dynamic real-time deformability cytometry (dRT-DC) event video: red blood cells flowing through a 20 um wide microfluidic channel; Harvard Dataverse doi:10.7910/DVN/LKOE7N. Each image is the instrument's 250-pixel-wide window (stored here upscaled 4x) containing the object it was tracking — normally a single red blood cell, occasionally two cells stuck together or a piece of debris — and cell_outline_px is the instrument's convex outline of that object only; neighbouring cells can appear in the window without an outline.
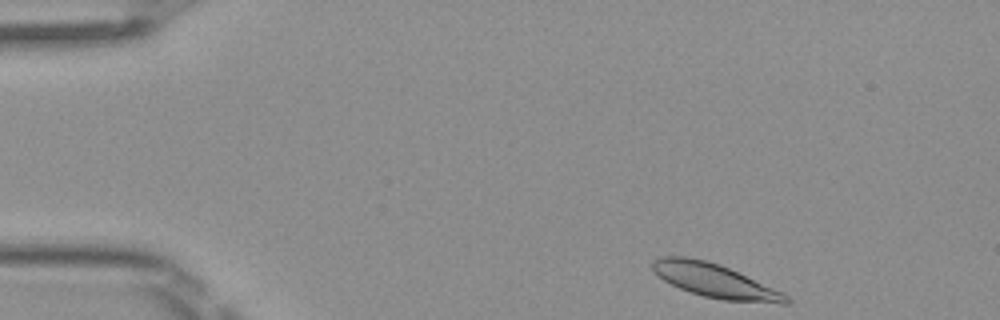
{"species": "Egyptian fruit bat (a non-hibernating species)", "species_latin": "Rousettus aegyptiacus", "temperature_condition": "room temperature", "stored_images_in_passage": 45, "camera_frame_rate_fps": 3000, "um_per_image_px": 0.085, "frame": {"image": 1, "passage_image": 1, "time_ms": 0.0, "image_size_px": [1000, 320], "cell_outline_px": [[792, 300], [788, 304], [780, 304], [724, 300], [704, 296], [680, 288], [664, 280], [652, 268], [652, 260], [660, 256], [684, 256], [708, 260], [720, 264], [780, 292], [788, 296]], "centroid_in_image_um": [60.74, 23.85], "position_along_channel_um": 24.3, "area_um2": 25.89}}
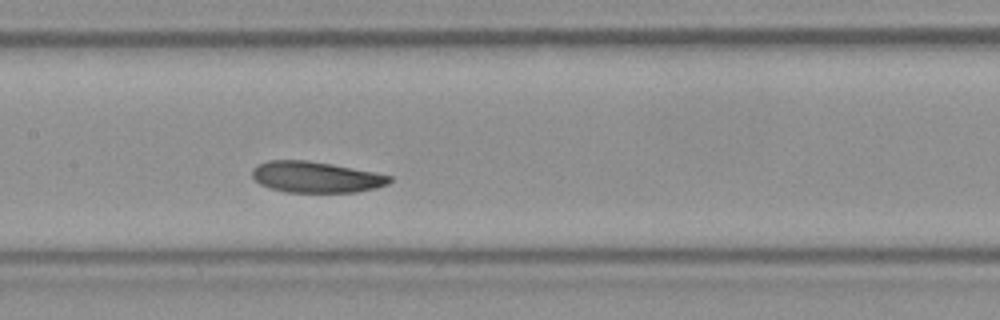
{"frame": {"image": 2, "passage_image": 19, "time_ms": 6.0, "image_size_px": [1000, 320], "cell_outline_px": [[392, 180], [388, 184], [376, 188], [356, 192], [288, 192], [272, 188], [260, 184], [252, 176], [252, 168], [256, 164], [268, 160], [308, 160], [332, 164], [392, 176]], "centroid_in_image_um": [26.83, 15.04], "position_along_channel_um": 180.6, "area_um2": 24.8}}
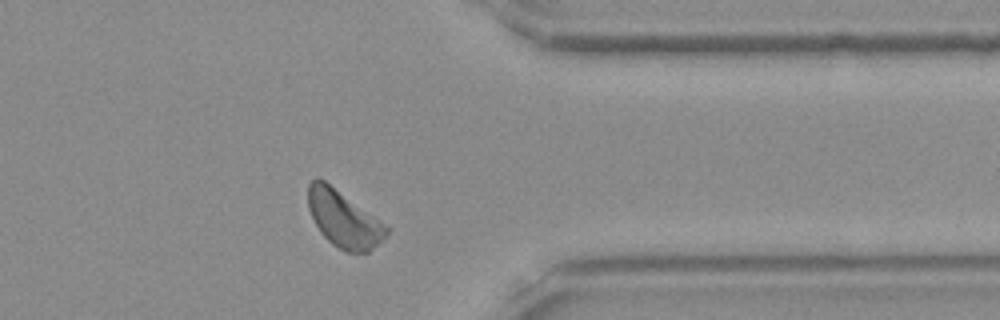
{"frame": {"image": 3, "passage_image": 35, "time_ms": 11.333, "image_size_px": [1000, 320], "cell_outline_px": [[392, 228], [384, 240], [368, 252], [344, 252], [332, 244], [320, 232], [308, 208], [308, 184], [316, 176], [324, 180]], "centroid_in_image_um": [29.25, 18.63], "position_along_channel_um": 382.2, "area_um2": 25.95}, "authors_computed_cell_mechanics": {"area_um2": 25.4898, "velocity_mm_per_s": 3.9643, "shape_relaxation_time_tau1_ms": 2.1123, "shape_relaxation_time_tau2_ms": 7.2878, "deformation_change_tau1": 0.0991, "deformation_change_tau2": 0.0907}}